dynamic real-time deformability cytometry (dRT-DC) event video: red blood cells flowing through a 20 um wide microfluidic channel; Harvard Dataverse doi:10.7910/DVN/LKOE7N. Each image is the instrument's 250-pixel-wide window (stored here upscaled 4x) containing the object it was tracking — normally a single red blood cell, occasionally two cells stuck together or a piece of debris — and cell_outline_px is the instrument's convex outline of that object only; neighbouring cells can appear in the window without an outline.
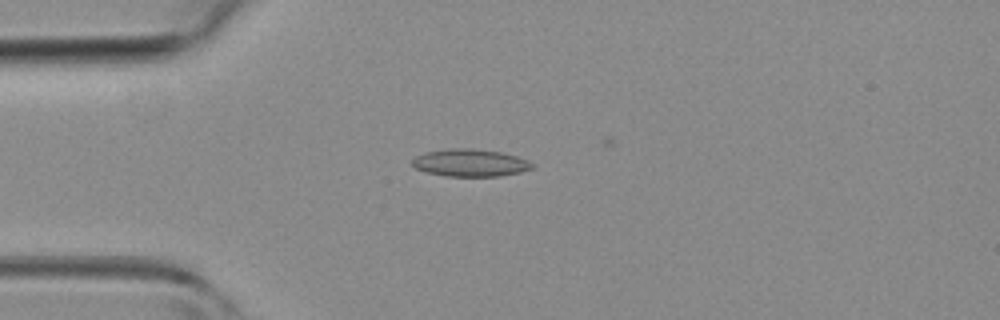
{"species": "common noctule bat (a hibernating species)", "species_latin": "Nyctalus noctula", "temperature_condition": "room temperature", "stored_images_in_passage": 3, "camera_frame_rate_fps": 3000, "um_per_image_px": 0.085, "animal": {"sex": "female", "body_mass_g": 19.3, "forearm_length_mm": 54.1}, "frame": {"image": 1, "passage_image": 2, "time_ms": 1.333, "image_size_px": [1000, 320], "cell_outline_px": [[536, 168], [520, 172], [500, 176], [444, 176], [428, 172], [416, 168], [412, 164], [412, 160], [416, 156], [424, 152], [452, 148], [472, 148], [500, 152], [516, 156], [528, 160]], "centroid_in_image_um": [39.98, 13.84], "position_along_channel_um": 45.0, "area_um2": 19.13}}